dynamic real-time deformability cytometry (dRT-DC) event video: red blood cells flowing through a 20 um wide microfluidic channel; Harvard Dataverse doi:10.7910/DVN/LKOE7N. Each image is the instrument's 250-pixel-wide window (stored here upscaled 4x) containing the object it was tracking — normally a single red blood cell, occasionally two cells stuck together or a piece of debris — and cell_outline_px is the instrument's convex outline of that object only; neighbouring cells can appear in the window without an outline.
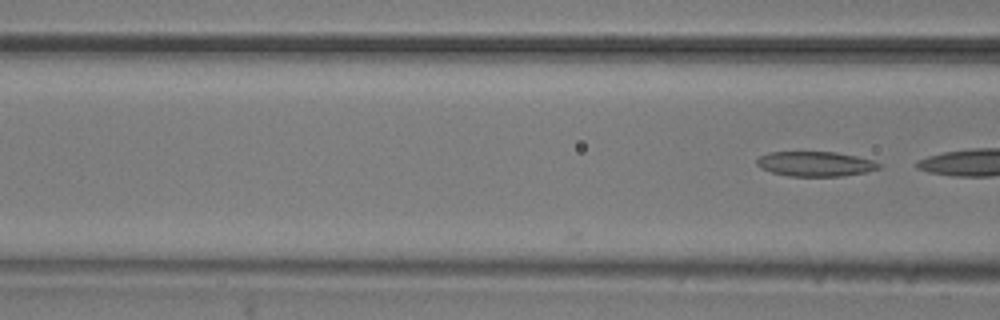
{"species": "common noctule bat (a hibernating species)", "species_latin": "Nyctalus noctula", "temperature_condition": "room temperature", "stored_images_in_passage": 7, "camera_frame_rate_fps": 3000, "um_per_image_px": 0.085, "animal": {"sex": "male", "body_mass_g": 20.5, "forearm_length_mm": 52.5}, "frame": {"image": 1, "passage_image": 7, "time_ms": 2.0, "image_size_px": [1000, 320], "cell_outline_px": [[880, 168], [868, 172], [844, 176], [788, 176], [772, 172], [760, 168], [756, 164], [756, 160], [760, 156], [768, 152], [836, 152], [856, 156], [872, 160], [880, 164]], "centroid_in_image_um": [69.3, 13.93], "position_along_channel_um": 97.3, "area_um2": 17.74}}